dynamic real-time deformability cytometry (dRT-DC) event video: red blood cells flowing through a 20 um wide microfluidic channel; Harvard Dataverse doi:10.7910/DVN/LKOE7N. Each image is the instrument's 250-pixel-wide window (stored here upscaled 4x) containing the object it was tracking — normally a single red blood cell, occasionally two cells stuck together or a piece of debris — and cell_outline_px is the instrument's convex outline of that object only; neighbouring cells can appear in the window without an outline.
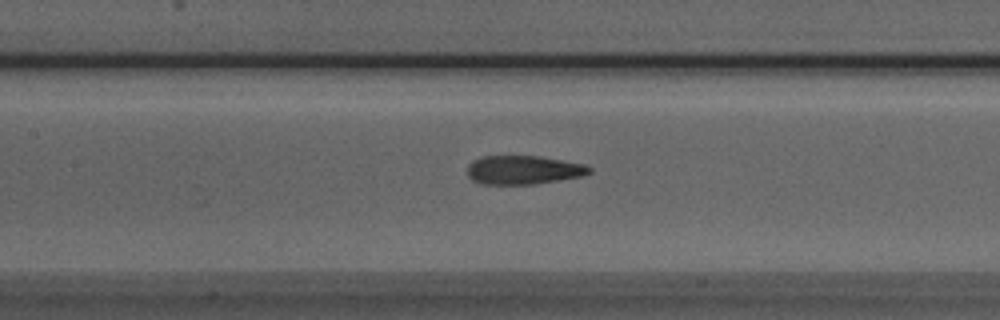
{"species": "Egyptian fruit bat (a non-hibernating species)", "species_latin": "Rousettus aegyptiacus", "temperature_condition": "room temperature", "stored_images_in_passage": 43, "camera_frame_rate_fps": 3000, "um_per_image_px": 0.085, "animal": {"sex": "male"}, "frame": {"image": 1, "passage_image": 14, "time_ms": 4.333, "image_size_px": [1000, 320], "cell_outline_px": [[592, 172], [584, 176], [532, 184], [484, 184], [472, 180], [468, 176], [468, 164], [472, 160], [484, 156], [540, 156], [584, 164], [592, 168]], "centroid_in_image_um": [44.5, 14.44], "position_along_channel_um": 162.9, "area_um2": 20.46}}
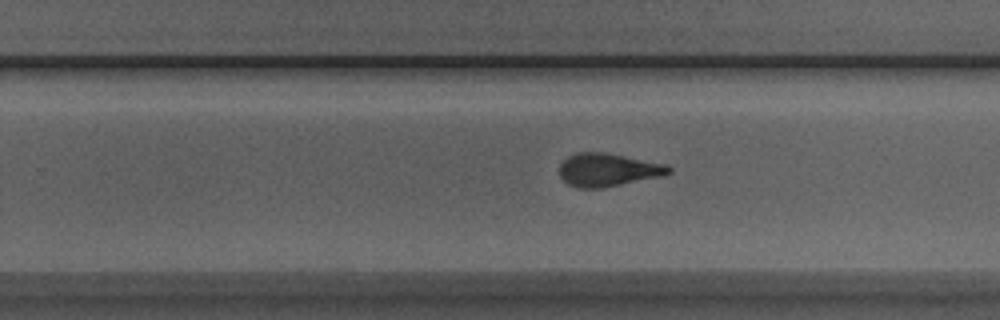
{"frame": {"image": 2, "passage_image": 23, "time_ms": 7.333, "image_size_px": [1000, 320], "cell_outline_px": [[672, 172], [660, 176], [600, 188], [576, 188], [568, 184], [560, 176], [560, 164], [568, 156], [576, 152], [604, 152], [664, 164], [672, 168]], "centroid_in_image_um": [51.63, 14.43], "position_along_channel_um": 278.2, "area_um2": 20.75}}
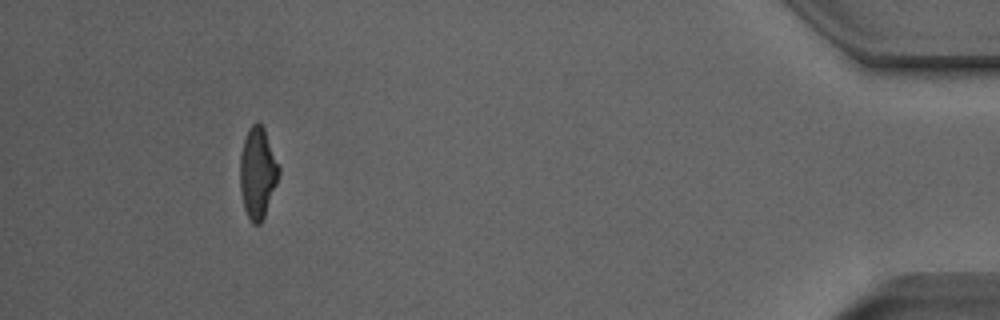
{"frame": {"image": 3, "passage_image": 39, "time_ms": 12.667, "image_size_px": [1000, 320], "cell_outline_px": [[280, 172], [276, 184], [264, 216], [260, 224], [252, 224], [244, 208], [240, 192], [240, 156], [244, 140], [248, 128], [256, 120], [264, 128], [280, 168]], "centroid_in_image_um": [21.88, 14.68], "position_along_channel_um": 413.3, "area_um2": 20.46}, "authors_computed_cell_mechanics": {"area_um2": 21.0392, "velocity_mm_per_s": 3.8566, "shape_relaxation_time_tau1_ms": 5.844, "shape_relaxation_time_tau2_ms": 2.0848, "deformation_change_tau1": 0.2052, "deformation_change_tau2": 0.1203}}